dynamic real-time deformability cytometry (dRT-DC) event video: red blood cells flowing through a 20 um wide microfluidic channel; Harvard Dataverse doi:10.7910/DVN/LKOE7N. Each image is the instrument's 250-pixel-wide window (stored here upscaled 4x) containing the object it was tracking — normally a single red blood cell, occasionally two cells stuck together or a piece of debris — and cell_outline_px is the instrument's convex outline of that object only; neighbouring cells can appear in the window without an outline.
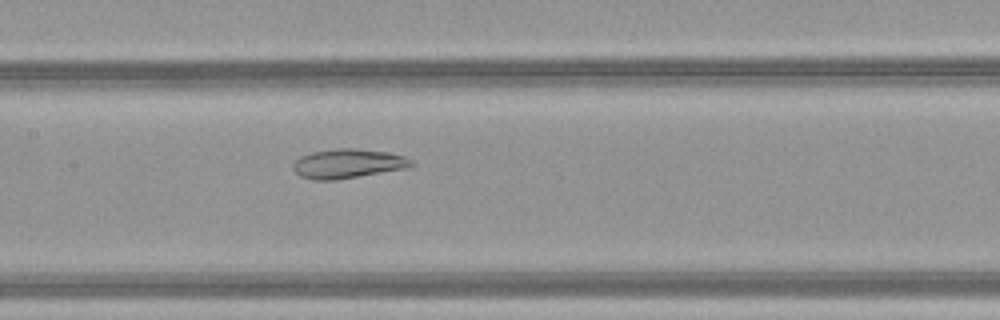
{"species": "common noctule bat (a hibernating species)", "species_latin": "Nyctalus noctula", "temperature_condition": "warm", "stored_images_in_passage": 36, "camera_frame_rate_fps": 3000, "um_per_image_px": 0.085, "animal": {"sex": "female", "body_mass_g": 21.9}, "frame": {"image": 1, "passage_image": 11, "time_ms": 3.333, "image_size_px": [1000, 320], "cell_outline_px": [[416, 164], [408, 168], [336, 180], [312, 180], [300, 176], [292, 168], [292, 164], [300, 156], [312, 152], [336, 148], [352, 148], [388, 152], [404, 156], [412, 160]], "centroid_in_image_um": [29.57, 13.91], "position_along_channel_um": 177.8, "area_um2": 20.35}}
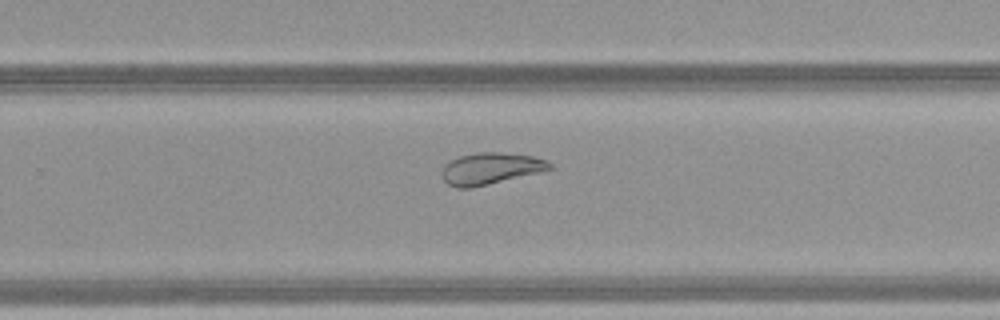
{"frame": {"image": 2, "passage_image": 19, "time_ms": 6.0, "image_size_px": [1000, 320], "cell_outline_px": [[552, 168], [540, 172], [472, 188], [456, 188], [448, 184], [444, 180], [444, 164], [460, 156], [480, 152], [500, 152], [532, 156], [548, 160], [552, 164]], "centroid_in_image_um": [41.73, 14.32], "position_along_channel_um": 288.1, "area_um2": 19.65}}
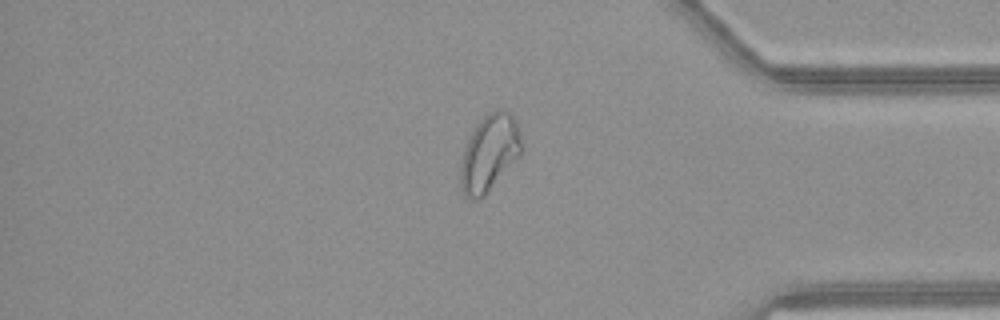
{"frame": {"image": 3, "passage_image": 28, "time_ms": 9.0, "image_size_px": [1000, 320], "cell_outline_px": [[524, 148], [484, 196], [476, 200], [472, 200], [464, 196], [460, 188], [460, 164], [464, 148], [476, 124], [488, 112], [500, 108], [504, 108], [512, 112], [516, 120]], "centroid_in_image_um": [41.58, 12.97], "position_along_channel_um": 393.6, "area_um2": 27.28}, "authors_computed_cell_mechanics": {"area_um2": 21.4149, "velocity_mm_per_s": 4.1446, "shape_relaxation_time_tau1_ms": null, "shape_relaxation_time_tau2_ms": 2.3355, "deformation_change_tau1": null, "deformation_change_tau2": 0.0771}}